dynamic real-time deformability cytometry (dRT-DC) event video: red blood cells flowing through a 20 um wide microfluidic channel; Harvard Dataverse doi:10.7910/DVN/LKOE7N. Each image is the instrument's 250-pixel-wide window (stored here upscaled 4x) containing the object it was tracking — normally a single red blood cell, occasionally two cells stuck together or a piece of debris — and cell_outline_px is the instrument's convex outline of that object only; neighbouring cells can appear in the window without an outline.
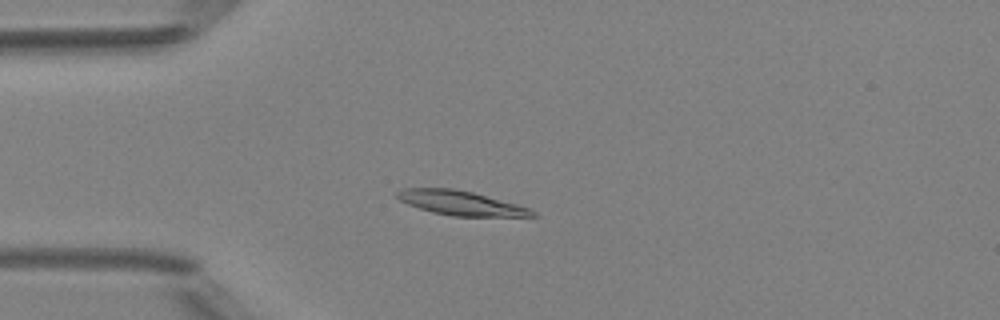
{"species": "Egyptian fruit bat (a non-hibernating species)", "species_latin": "Rousettus aegyptiacus", "temperature_condition": "room temperature", "stored_images_in_passage": 4, "camera_frame_rate_fps": 3000, "um_per_image_px": 0.085, "animal": {"sex": "female"}, "frame": {"image": 1, "passage_image": 4, "time_ms": 3.333, "image_size_px": [1000, 320], "cell_outline_px": [[536, 216], [452, 216], [432, 212], [408, 204], [400, 200], [396, 196], [396, 192], [404, 188], [456, 188], [472, 192], [516, 204], [528, 208], [536, 212]], "centroid_in_image_um": [39.13, 17.25], "position_along_channel_um": 45.9, "area_um2": 18.96}}